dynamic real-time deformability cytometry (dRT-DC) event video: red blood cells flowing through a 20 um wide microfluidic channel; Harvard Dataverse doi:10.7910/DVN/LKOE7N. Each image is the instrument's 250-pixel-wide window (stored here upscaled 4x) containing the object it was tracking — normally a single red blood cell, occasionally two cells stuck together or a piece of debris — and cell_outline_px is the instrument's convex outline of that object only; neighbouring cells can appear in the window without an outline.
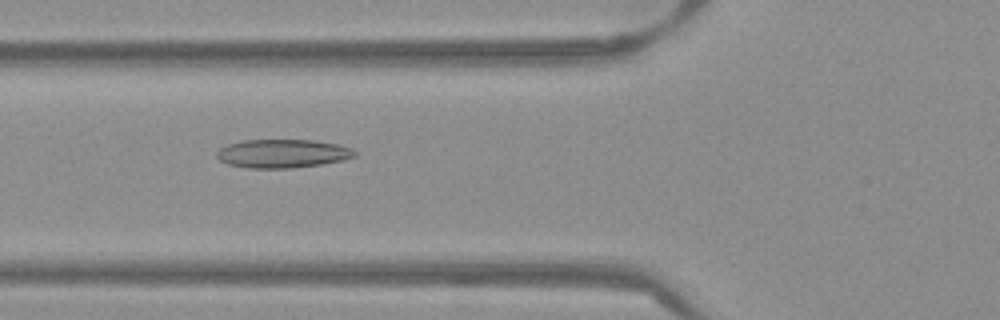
{"species": "Egyptian fruit bat (a non-hibernating species)", "species_latin": "Rousettus aegyptiacus", "temperature_condition": "warm", "stored_images_in_passage": 52, "camera_frame_rate_fps": 3000, "um_per_image_px": 0.085, "frame": {"image": 1, "passage_image": 19, "time_ms": 6.0, "image_size_px": [1000, 320], "cell_outline_px": [[356, 156], [344, 160], [320, 164], [292, 168], [248, 168], [228, 164], [220, 160], [216, 156], [216, 152], [220, 148], [228, 144], [244, 140], [312, 140], [340, 144], [352, 148], [356, 152]], "centroid_in_image_um": [24.03, 13.05], "position_along_channel_um": 101.8, "area_um2": 23.0}}
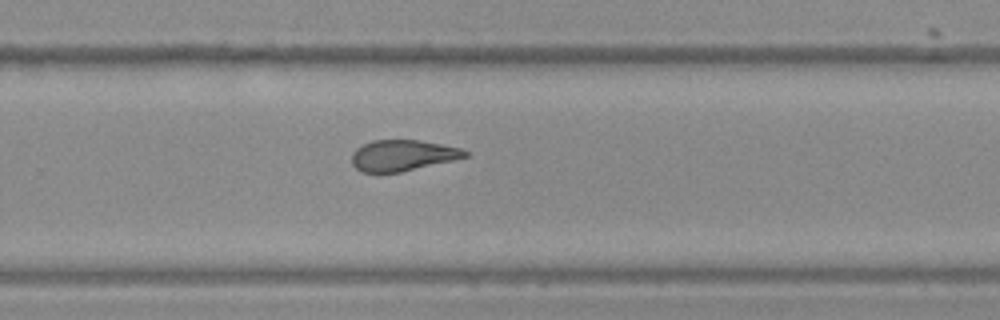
{"frame": {"image": 2, "passage_image": 34, "time_ms": 11.0, "image_size_px": [1000, 320], "cell_outline_px": [[468, 156], [452, 160], [400, 172], [360, 172], [352, 164], [352, 152], [360, 144], [372, 140], [416, 140], [440, 144], [460, 148], [468, 152]], "centroid_in_image_um": [34.16, 13.2], "position_along_channel_um": 295.6, "area_um2": 20.29}}
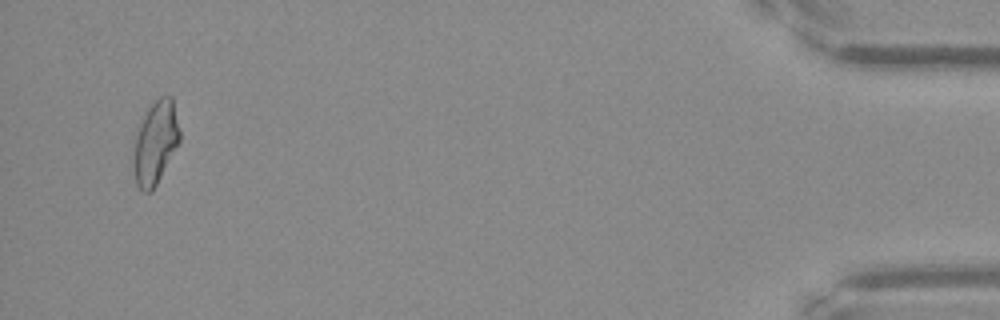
{"frame": {"image": 3, "passage_image": 50, "time_ms": 16.333, "image_size_px": [1000, 320], "cell_outline_px": [[180, 144], [152, 192], [144, 192], [136, 184], [132, 168], [132, 160], [136, 128], [140, 116], [160, 96], [172, 96], [180, 132]], "centroid_in_image_um": [13.18, 12.13], "position_along_channel_um": 422.0, "area_um2": 23.12}, "authors_computed_cell_mechanics": {"area_um2": 22.2241, "velocity_mm_per_s": 3.8702, "shape_relaxation_time_tau1_ms": null, "shape_relaxation_time_tau2_ms": 2.2179, "deformation_change_tau1": null, "deformation_change_tau2": 0.1044}}